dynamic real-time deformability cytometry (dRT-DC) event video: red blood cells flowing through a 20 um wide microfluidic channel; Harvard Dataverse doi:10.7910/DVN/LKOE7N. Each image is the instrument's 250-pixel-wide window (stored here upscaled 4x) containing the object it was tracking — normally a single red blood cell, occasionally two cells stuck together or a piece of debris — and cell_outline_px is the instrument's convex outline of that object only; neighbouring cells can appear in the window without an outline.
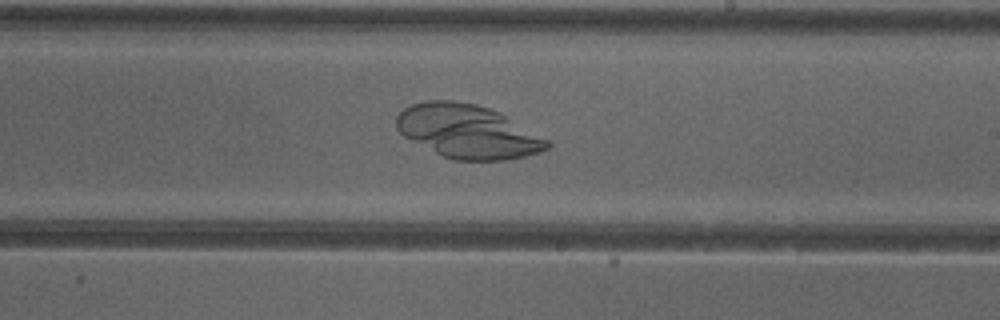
{"species": "common noctule bat (a hibernating species)", "species_latin": "Nyctalus noctula", "temperature_condition": "cold", "stored_images_in_passage": 51, "camera_frame_rate_fps": 3000, "um_per_image_px": 0.085, "animal": {"sex": "female"}, "frame": {"image": 1, "passage_image": 30, "time_ms": 9.667, "image_size_px": [1000, 320], "cell_outline_px": [[552, 144], [548, 148], [540, 152], [524, 156], [504, 160], [452, 160], [404, 136], [396, 128], [396, 116], [404, 108], [412, 104], [428, 100], [452, 100], [476, 104], [488, 108], [504, 116], [548, 140]], "centroid_in_image_um": [39.72, 11.17], "position_along_channel_um": 249.3, "area_um2": 46.24}}